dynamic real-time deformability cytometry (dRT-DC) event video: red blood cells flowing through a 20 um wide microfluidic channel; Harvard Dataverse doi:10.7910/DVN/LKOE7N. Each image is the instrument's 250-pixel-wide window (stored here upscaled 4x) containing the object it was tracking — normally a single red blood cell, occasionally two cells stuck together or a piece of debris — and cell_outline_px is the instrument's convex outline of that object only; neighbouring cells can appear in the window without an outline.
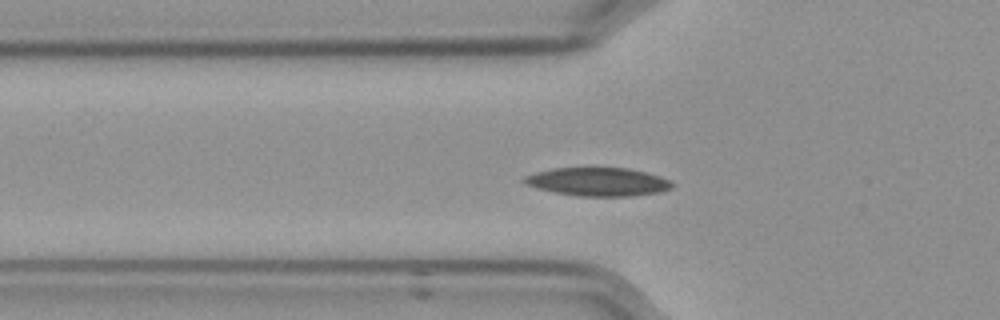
{"species": "Egyptian fruit bat (a non-hibernating species)", "species_latin": "Rousettus aegyptiacus", "temperature_condition": "cold", "stored_images_in_passage": 55, "camera_frame_rate_fps": 3000, "um_per_image_px": 0.085, "frame": {"image": 1, "passage_image": 16, "time_ms": 5.0, "image_size_px": [1000, 320], "cell_outline_px": [[672, 188], [656, 192], [632, 196], [576, 196], [536, 188], [524, 184], [520, 180], [524, 176], [536, 172], [552, 168], [628, 168], [644, 172], [668, 180], [672, 184]], "centroid_in_image_um": [50.73, 15.45], "position_along_channel_um": 75.1, "area_um2": 24.22}}